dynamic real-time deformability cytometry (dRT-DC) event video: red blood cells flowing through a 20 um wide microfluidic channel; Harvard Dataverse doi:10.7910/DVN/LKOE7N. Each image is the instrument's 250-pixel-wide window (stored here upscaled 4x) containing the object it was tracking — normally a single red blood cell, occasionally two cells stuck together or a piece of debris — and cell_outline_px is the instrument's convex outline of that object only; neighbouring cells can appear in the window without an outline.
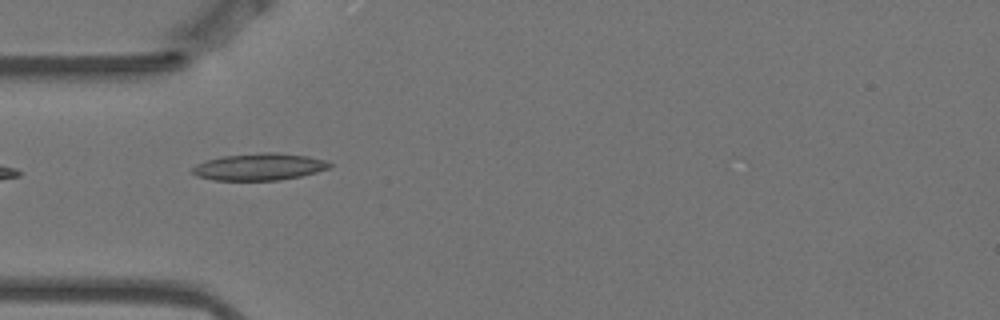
{"species": "Egyptian fruit bat (a non-hibernating species)", "species_latin": "Rousettus aegyptiacus", "temperature_condition": "warm", "stored_images_in_passage": 5, "camera_frame_rate_fps": 3000, "um_per_image_px": 0.085, "animal": {"sex": "female"}, "frame": {"image": 1, "passage_image": 4, "time_ms": 1.0, "image_size_px": [1000, 320], "cell_outline_px": [[332, 168], [300, 176], [280, 180], [212, 180], [196, 176], [192, 172], [192, 168], [196, 164], [204, 160], [220, 156], [264, 152], [276, 152], [308, 156], [324, 160], [332, 164]], "centroid_in_image_um": [22.02, 14.17], "position_along_channel_um": 63.0, "area_um2": 21.73}}
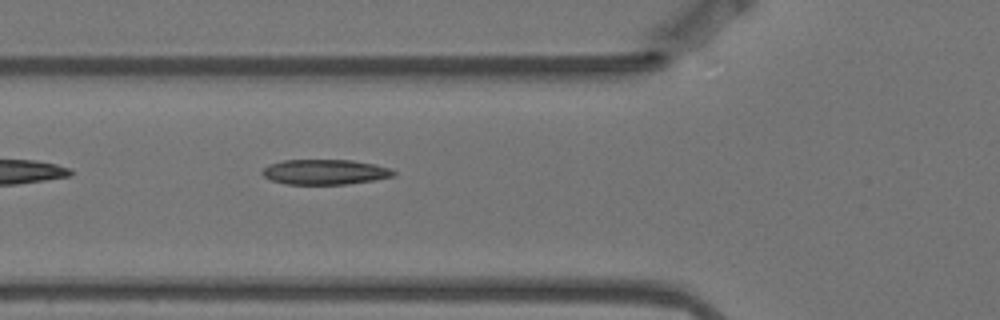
{"frame": {"image": 2, "passage_image": 5, "time_ms": 1.333, "image_size_px": [1000, 320], "cell_outline_px": [[396, 176], [376, 180], [348, 184], [284, 184], [272, 180], [264, 176], [260, 172], [268, 164], [284, 160], [352, 160], [376, 164], [392, 168], [396, 172]], "centroid_in_image_um": [27.67, 14.62], "position_along_channel_um": 98.1, "area_um2": 19.48}}